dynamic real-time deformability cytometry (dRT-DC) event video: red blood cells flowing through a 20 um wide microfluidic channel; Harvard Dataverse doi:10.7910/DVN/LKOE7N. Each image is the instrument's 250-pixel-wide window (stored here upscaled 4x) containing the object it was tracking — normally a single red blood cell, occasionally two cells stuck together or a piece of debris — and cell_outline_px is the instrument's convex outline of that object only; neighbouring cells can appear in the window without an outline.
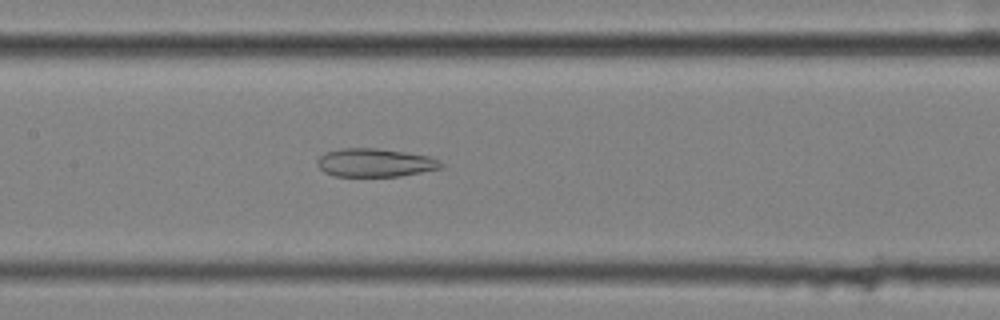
{"species": "common noctule bat (a hibernating species)", "species_latin": "Nyctalus noctula", "temperature_condition": "cold", "stored_images_in_passage": 41, "camera_frame_rate_fps": 3000, "um_per_image_px": 0.085, "animal": {"sex": "female", "body_mass_g": 25.1}, "frame": {"image": 1, "passage_image": 27, "time_ms": 8.667, "image_size_px": [1000, 320], "cell_outline_px": [[444, 164], [440, 168], [400, 176], [336, 176], [324, 172], [316, 164], [316, 160], [324, 152], [340, 148], [376, 148], [404, 152], [428, 156], [440, 160]], "centroid_in_image_um": [31.83, 13.82], "position_along_channel_um": 175.6, "area_um2": 20.4}}
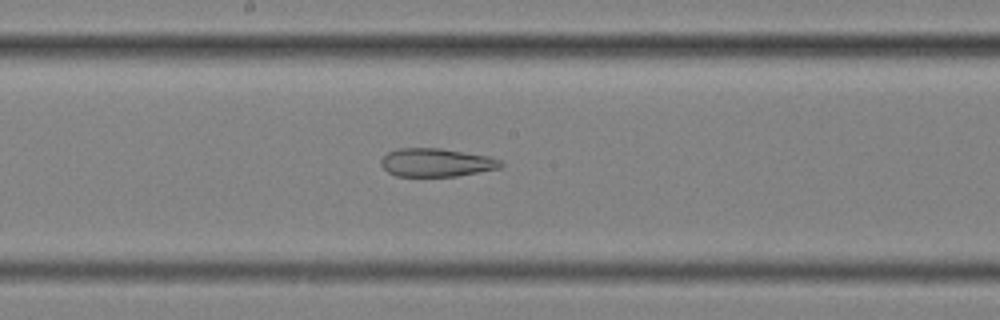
{"frame": {"image": 2, "passage_image": 30, "time_ms": 9.667, "image_size_px": [1000, 320], "cell_outline_px": [[504, 164], [500, 168], [480, 172], [456, 176], [396, 176], [388, 172], [380, 164], [380, 160], [388, 152], [396, 148], [440, 148], [488, 156], [500, 160]], "centroid_in_image_um": [37.07, 13.81], "position_along_channel_um": 211.1, "area_um2": 19.77}}
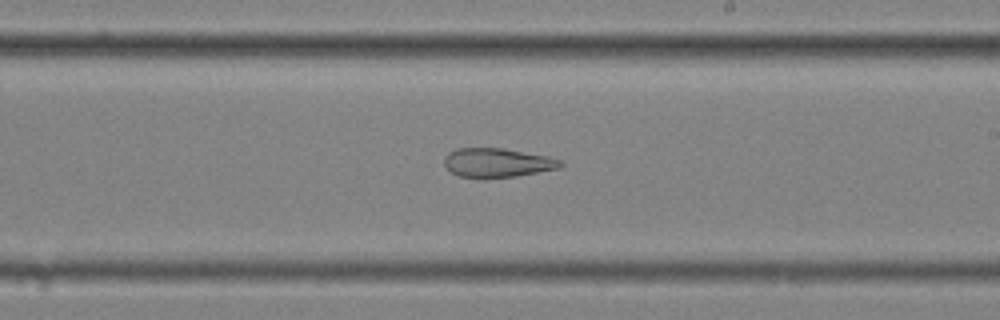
{"frame": {"image": 3, "passage_image": 33, "time_ms": 10.667, "image_size_px": [1000, 320], "cell_outline_px": [[564, 164], [560, 168], [516, 176], [460, 176], [452, 172], [444, 164], [444, 156], [448, 152], [456, 148], [504, 148], [548, 156], [560, 160]], "centroid_in_image_um": [42.29, 13.79], "position_along_channel_um": 246.7, "area_um2": 19.31}}